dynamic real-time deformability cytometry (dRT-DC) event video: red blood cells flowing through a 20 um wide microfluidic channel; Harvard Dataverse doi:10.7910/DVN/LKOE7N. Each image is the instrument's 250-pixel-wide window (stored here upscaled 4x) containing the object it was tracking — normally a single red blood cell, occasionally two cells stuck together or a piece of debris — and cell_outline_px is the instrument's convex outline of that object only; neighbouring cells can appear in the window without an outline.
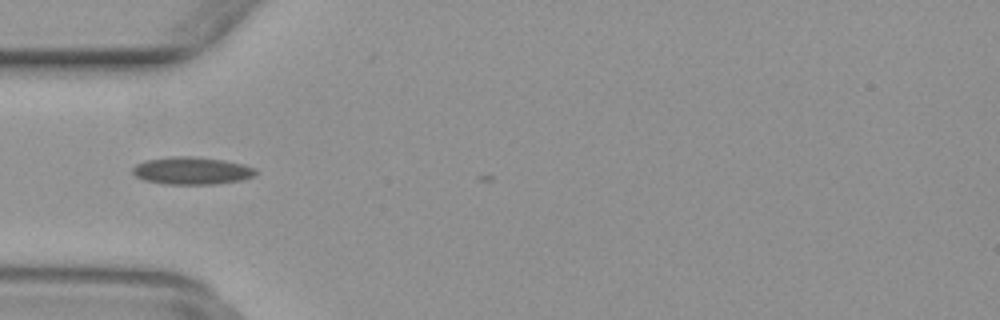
{"species": "common noctule bat (a hibernating species)", "species_latin": "Nyctalus noctula", "temperature_condition": "warm", "stored_images_in_passage": 6, "camera_frame_rate_fps": 3000, "um_per_image_px": 0.085, "animal": {"sex": "female", "body_mass_g": 29.2, "forearm_length_mm": 56.3}, "frame": {"image": 1, "passage_image": 1, "time_ms": 0.0, "image_size_px": [1000, 320], "cell_outline_px": [[256, 172], [252, 176], [240, 180], [216, 184], [164, 184], [144, 180], [136, 176], [132, 172], [132, 168], [136, 164], [144, 160], [172, 156], [188, 156], [220, 160], [240, 164], [256, 168]], "centroid_in_image_um": [16.23, 14.51], "position_along_channel_um": 68.8, "area_um2": 19.48}}
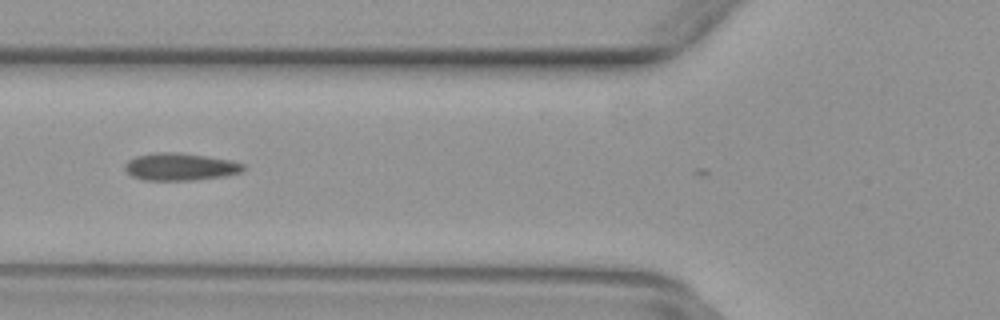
{"frame": {"image": 2, "passage_image": 4, "time_ms": 1.0, "image_size_px": [1000, 320], "cell_outline_px": [[248, 168], [244, 172], [224, 176], [196, 180], [144, 180], [132, 176], [124, 168], [124, 164], [128, 160], [136, 156], [156, 152], [176, 152], [232, 160], [244, 164]], "centroid_in_image_um": [15.36, 14.18], "position_along_channel_um": 110.4, "area_um2": 19.07}}